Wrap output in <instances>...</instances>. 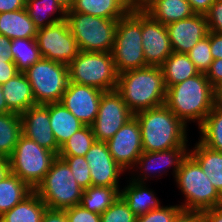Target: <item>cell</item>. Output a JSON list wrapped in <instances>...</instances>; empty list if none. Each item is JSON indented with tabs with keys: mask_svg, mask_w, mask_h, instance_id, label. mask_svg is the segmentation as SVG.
<instances>
[{
	"mask_svg": "<svg viewBox=\"0 0 222 222\" xmlns=\"http://www.w3.org/2000/svg\"><path fill=\"white\" fill-rule=\"evenodd\" d=\"M116 91L134 115L164 105L167 88L161 66H148L118 74Z\"/></svg>",
	"mask_w": 222,
	"mask_h": 222,
	"instance_id": "1",
	"label": "cell"
},
{
	"mask_svg": "<svg viewBox=\"0 0 222 222\" xmlns=\"http://www.w3.org/2000/svg\"><path fill=\"white\" fill-rule=\"evenodd\" d=\"M164 104L185 125L196 121L198 127L215 106L214 87L205 73L186 79L167 88Z\"/></svg>",
	"mask_w": 222,
	"mask_h": 222,
	"instance_id": "2",
	"label": "cell"
},
{
	"mask_svg": "<svg viewBox=\"0 0 222 222\" xmlns=\"http://www.w3.org/2000/svg\"><path fill=\"white\" fill-rule=\"evenodd\" d=\"M141 130L143 152L187 147V126L164 104L134 115Z\"/></svg>",
	"mask_w": 222,
	"mask_h": 222,
	"instance_id": "3",
	"label": "cell"
},
{
	"mask_svg": "<svg viewBox=\"0 0 222 222\" xmlns=\"http://www.w3.org/2000/svg\"><path fill=\"white\" fill-rule=\"evenodd\" d=\"M185 196L182 210L204 211L222 204V195L212 185L199 163L188 153L174 178Z\"/></svg>",
	"mask_w": 222,
	"mask_h": 222,
	"instance_id": "4",
	"label": "cell"
},
{
	"mask_svg": "<svg viewBox=\"0 0 222 222\" xmlns=\"http://www.w3.org/2000/svg\"><path fill=\"white\" fill-rule=\"evenodd\" d=\"M34 192L48 208L65 210L81 203L84 189L76 182L68 164L57 156Z\"/></svg>",
	"mask_w": 222,
	"mask_h": 222,
	"instance_id": "5",
	"label": "cell"
},
{
	"mask_svg": "<svg viewBox=\"0 0 222 222\" xmlns=\"http://www.w3.org/2000/svg\"><path fill=\"white\" fill-rule=\"evenodd\" d=\"M112 56L118 74L148 67L142 45V12H128L118 19Z\"/></svg>",
	"mask_w": 222,
	"mask_h": 222,
	"instance_id": "6",
	"label": "cell"
},
{
	"mask_svg": "<svg viewBox=\"0 0 222 222\" xmlns=\"http://www.w3.org/2000/svg\"><path fill=\"white\" fill-rule=\"evenodd\" d=\"M65 20L80 51L112 52L118 19L68 10Z\"/></svg>",
	"mask_w": 222,
	"mask_h": 222,
	"instance_id": "7",
	"label": "cell"
},
{
	"mask_svg": "<svg viewBox=\"0 0 222 222\" xmlns=\"http://www.w3.org/2000/svg\"><path fill=\"white\" fill-rule=\"evenodd\" d=\"M69 81L103 92L116 90L118 73L111 52L80 51L68 64Z\"/></svg>",
	"mask_w": 222,
	"mask_h": 222,
	"instance_id": "8",
	"label": "cell"
},
{
	"mask_svg": "<svg viewBox=\"0 0 222 222\" xmlns=\"http://www.w3.org/2000/svg\"><path fill=\"white\" fill-rule=\"evenodd\" d=\"M57 155L34 140L21 134L8 158L10 172L27 183L33 190L43 180Z\"/></svg>",
	"mask_w": 222,
	"mask_h": 222,
	"instance_id": "9",
	"label": "cell"
},
{
	"mask_svg": "<svg viewBox=\"0 0 222 222\" xmlns=\"http://www.w3.org/2000/svg\"><path fill=\"white\" fill-rule=\"evenodd\" d=\"M36 104L60 102L69 83L68 65L41 58L24 72Z\"/></svg>",
	"mask_w": 222,
	"mask_h": 222,
	"instance_id": "10",
	"label": "cell"
},
{
	"mask_svg": "<svg viewBox=\"0 0 222 222\" xmlns=\"http://www.w3.org/2000/svg\"><path fill=\"white\" fill-rule=\"evenodd\" d=\"M36 41L43 58L66 65L80 52L66 20L37 29Z\"/></svg>",
	"mask_w": 222,
	"mask_h": 222,
	"instance_id": "11",
	"label": "cell"
},
{
	"mask_svg": "<svg viewBox=\"0 0 222 222\" xmlns=\"http://www.w3.org/2000/svg\"><path fill=\"white\" fill-rule=\"evenodd\" d=\"M134 114L116 91L102 94L97 117L91 125L96 141L107 142Z\"/></svg>",
	"mask_w": 222,
	"mask_h": 222,
	"instance_id": "12",
	"label": "cell"
},
{
	"mask_svg": "<svg viewBox=\"0 0 222 222\" xmlns=\"http://www.w3.org/2000/svg\"><path fill=\"white\" fill-rule=\"evenodd\" d=\"M106 143L116 163L125 171H134L133 167L143 153L138 120L135 117L130 119Z\"/></svg>",
	"mask_w": 222,
	"mask_h": 222,
	"instance_id": "13",
	"label": "cell"
},
{
	"mask_svg": "<svg viewBox=\"0 0 222 222\" xmlns=\"http://www.w3.org/2000/svg\"><path fill=\"white\" fill-rule=\"evenodd\" d=\"M103 93L95 87L69 81L60 103L84 125L91 126L97 117Z\"/></svg>",
	"mask_w": 222,
	"mask_h": 222,
	"instance_id": "14",
	"label": "cell"
},
{
	"mask_svg": "<svg viewBox=\"0 0 222 222\" xmlns=\"http://www.w3.org/2000/svg\"><path fill=\"white\" fill-rule=\"evenodd\" d=\"M142 45L149 66H161L173 52L166 26L146 12H142Z\"/></svg>",
	"mask_w": 222,
	"mask_h": 222,
	"instance_id": "15",
	"label": "cell"
},
{
	"mask_svg": "<svg viewBox=\"0 0 222 222\" xmlns=\"http://www.w3.org/2000/svg\"><path fill=\"white\" fill-rule=\"evenodd\" d=\"M84 157L92 186L119 187V176L125 171L112 158L106 142L95 141Z\"/></svg>",
	"mask_w": 222,
	"mask_h": 222,
	"instance_id": "16",
	"label": "cell"
},
{
	"mask_svg": "<svg viewBox=\"0 0 222 222\" xmlns=\"http://www.w3.org/2000/svg\"><path fill=\"white\" fill-rule=\"evenodd\" d=\"M22 134L34 140L39 146L58 155L60 147L55 140L47 104H36L20 114Z\"/></svg>",
	"mask_w": 222,
	"mask_h": 222,
	"instance_id": "17",
	"label": "cell"
},
{
	"mask_svg": "<svg viewBox=\"0 0 222 222\" xmlns=\"http://www.w3.org/2000/svg\"><path fill=\"white\" fill-rule=\"evenodd\" d=\"M188 150L189 149L187 147H175L158 152H143L134 165L136 168H141L140 171L139 169L137 171V173L139 172L140 174L138 176L134 175V177L132 176L130 179L139 183H145L147 178H149L152 174L153 176L151 177H154V175L156 176V174H159L160 177L163 173L166 174L167 172L165 169L169 167L171 168V166L174 168L173 177H175L182 160L189 153Z\"/></svg>",
	"mask_w": 222,
	"mask_h": 222,
	"instance_id": "18",
	"label": "cell"
},
{
	"mask_svg": "<svg viewBox=\"0 0 222 222\" xmlns=\"http://www.w3.org/2000/svg\"><path fill=\"white\" fill-rule=\"evenodd\" d=\"M173 52L187 54L196 43L208 35V23L204 14L166 25Z\"/></svg>",
	"mask_w": 222,
	"mask_h": 222,
	"instance_id": "19",
	"label": "cell"
},
{
	"mask_svg": "<svg viewBox=\"0 0 222 222\" xmlns=\"http://www.w3.org/2000/svg\"><path fill=\"white\" fill-rule=\"evenodd\" d=\"M1 87L6 104L12 112L21 114L36 105L31 85L24 73H18Z\"/></svg>",
	"mask_w": 222,
	"mask_h": 222,
	"instance_id": "20",
	"label": "cell"
},
{
	"mask_svg": "<svg viewBox=\"0 0 222 222\" xmlns=\"http://www.w3.org/2000/svg\"><path fill=\"white\" fill-rule=\"evenodd\" d=\"M47 109L49 110L50 125L59 147L84 126L60 102L47 104Z\"/></svg>",
	"mask_w": 222,
	"mask_h": 222,
	"instance_id": "21",
	"label": "cell"
},
{
	"mask_svg": "<svg viewBox=\"0 0 222 222\" xmlns=\"http://www.w3.org/2000/svg\"><path fill=\"white\" fill-rule=\"evenodd\" d=\"M153 192L146 187V183L130 180L129 184L120 190V196L128 204L129 209L138 217L161 207Z\"/></svg>",
	"mask_w": 222,
	"mask_h": 222,
	"instance_id": "22",
	"label": "cell"
},
{
	"mask_svg": "<svg viewBox=\"0 0 222 222\" xmlns=\"http://www.w3.org/2000/svg\"><path fill=\"white\" fill-rule=\"evenodd\" d=\"M0 34L9 39L36 38L37 28L26 9L0 13Z\"/></svg>",
	"mask_w": 222,
	"mask_h": 222,
	"instance_id": "23",
	"label": "cell"
},
{
	"mask_svg": "<svg viewBox=\"0 0 222 222\" xmlns=\"http://www.w3.org/2000/svg\"><path fill=\"white\" fill-rule=\"evenodd\" d=\"M145 12L165 26L195 14L188 0H155Z\"/></svg>",
	"mask_w": 222,
	"mask_h": 222,
	"instance_id": "24",
	"label": "cell"
},
{
	"mask_svg": "<svg viewBox=\"0 0 222 222\" xmlns=\"http://www.w3.org/2000/svg\"><path fill=\"white\" fill-rule=\"evenodd\" d=\"M189 154L199 163L212 185L222 195V152L203 145L200 141Z\"/></svg>",
	"mask_w": 222,
	"mask_h": 222,
	"instance_id": "25",
	"label": "cell"
},
{
	"mask_svg": "<svg viewBox=\"0 0 222 222\" xmlns=\"http://www.w3.org/2000/svg\"><path fill=\"white\" fill-rule=\"evenodd\" d=\"M48 207L33 191L23 201L0 216V222H42Z\"/></svg>",
	"mask_w": 222,
	"mask_h": 222,
	"instance_id": "26",
	"label": "cell"
},
{
	"mask_svg": "<svg viewBox=\"0 0 222 222\" xmlns=\"http://www.w3.org/2000/svg\"><path fill=\"white\" fill-rule=\"evenodd\" d=\"M25 9L37 29L66 18V10L56 0H26ZM55 13L58 14V17L55 16ZM53 15L55 17L51 18Z\"/></svg>",
	"mask_w": 222,
	"mask_h": 222,
	"instance_id": "27",
	"label": "cell"
},
{
	"mask_svg": "<svg viewBox=\"0 0 222 222\" xmlns=\"http://www.w3.org/2000/svg\"><path fill=\"white\" fill-rule=\"evenodd\" d=\"M70 10L105 19H120L129 12L124 0H75Z\"/></svg>",
	"mask_w": 222,
	"mask_h": 222,
	"instance_id": "28",
	"label": "cell"
},
{
	"mask_svg": "<svg viewBox=\"0 0 222 222\" xmlns=\"http://www.w3.org/2000/svg\"><path fill=\"white\" fill-rule=\"evenodd\" d=\"M166 88L185 81L199 73L194 63L185 53L172 54L161 65Z\"/></svg>",
	"mask_w": 222,
	"mask_h": 222,
	"instance_id": "29",
	"label": "cell"
},
{
	"mask_svg": "<svg viewBox=\"0 0 222 222\" xmlns=\"http://www.w3.org/2000/svg\"><path fill=\"white\" fill-rule=\"evenodd\" d=\"M34 190L16 175L10 173L0 181V216L23 201Z\"/></svg>",
	"mask_w": 222,
	"mask_h": 222,
	"instance_id": "30",
	"label": "cell"
},
{
	"mask_svg": "<svg viewBox=\"0 0 222 222\" xmlns=\"http://www.w3.org/2000/svg\"><path fill=\"white\" fill-rule=\"evenodd\" d=\"M22 134L21 116L15 112L0 114V155L9 158Z\"/></svg>",
	"mask_w": 222,
	"mask_h": 222,
	"instance_id": "31",
	"label": "cell"
},
{
	"mask_svg": "<svg viewBox=\"0 0 222 222\" xmlns=\"http://www.w3.org/2000/svg\"><path fill=\"white\" fill-rule=\"evenodd\" d=\"M119 187L90 186L84 189L80 205L90 212L102 214L120 196Z\"/></svg>",
	"mask_w": 222,
	"mask_h": 222,
	"instance_id": "32",
	"label": "cell"
},
{
	"mask_svg": "<svg viewBox=\"0 0 222 222\" xmlns=\"http://www.w3.org/2000/svg\"><path fill=\"white\" fill-rule=\"evenodd\" d=\"M10 52L17 70L21 73H24L30 66L42 58L36 38L11 40Z\"/></svg>",
	"mask_w": 222,
	"mask_h": 222,
	"instance_id": "33",
	"label": "cell"
},
{
	"mask_svg": "<svg viewBox=\"0 0 222 222\" xmlns=\"http://www.w3.org/2000/svg\"><path fill=\"white\" fill-rule=\"evenodd\" d=\"M198 129L203 145L222 152V110L215 105Z\"/></svg>",
	"mask_w": 222,
	"mask_h": 222,
	"instance_id": "34",
	"label": "cell"
},
{
	"mask_svg": "<svg viewBox=\"0 0 222 222\" xmlns=\"http://www.w3.org/2000/svg\"><path fill=\"white\" fill-rule=\"evenodd\" d=\"M95 141L92 127L84 125L60 147L57 156H85Z\"/></svg>",
	"mask_w": 222,
	"mask_h": 222,
	"instance_id": "35",
	"label": "cell"
},
{
	"mask_svg": "<svg viewBox=\"0 0 222 222\" xmlns=\"http://www.w3.org/2000/svg\"><path fill=\"white\" fill-rule=\"evenodd\" d=\"M187 55L199 72L206 73L214 60L210 50V38L206 36L198 41Z\"/></svg>",
	"mask_w": 222,
	"mask_h": 222,
	"instance_id": "36",
	"label": "cell"
},
{
	"mask_svg": "<svg viewBox=\"0 0 222 222\" xmlns=\"http://www.w3.org/2000/svg\"><path fill=\"white\" fill-rule=\"evenodd\" d=\"M136 216L125 200L119 196L102 214L100 222H135Z\"/></svg>",
	"mask_w": 222,
	"mask_h": 222,
	"instance_id": "37",
	"label": "cell"
},
{
	"mask_svg": "<svg viewBox=\"0 0 222 222\" xmlns=\"http://www.w3.org/2000/svg\"><path fill=\"white\" fill-rule=\"evenodd\" d=\"M62 158L69 166L76 182L83 188L92 186L90 169L84 156H58Z\"/></svg>",
	"mask_w": 222,
	"mask_h": 222,
	"instance_id": "38",
	"label": "cell"
},
{
	"mask_svg": "<svg viewBox=\"0 0 222 222\" xmlns=\"http://www.w3.org/2000/svg\"><path fill=\"white\" fill-rule=\"evenodd\" d=\"M180 204L174 206H161L148 213L136 217L135 222H173L175 216L181 211Z\"/></svg>",
	"mask_w": 222,
	"mask_h": 222,
	"instance_id": "39",
	"label": "cell"
},
{
	"mask_svg": "<svg viewBox=\"0 0 222 222\" xmlns=\"http://www.w3.org/2000/svg\"><path fill=\"white\" fill-rule=\"evenodd\" d=\"M69 222H100V214L90 212L82 205L65 209Z\"/></svg>",
	"mask_w": 222,
	"mask_h": 222,
	"instance_id": "40",
	"label": "cell"
},
{
	"mask_svg": "<svg viewBox=\"0 0 222 222\" xmlns=\"http://www.w3.org/2000/svg\"><path fill=\"white\" fill-rule=\"evenodd\" d=\"M204 15L209 31L222 34V0L214 2Z\"/></svg>",
	"mask_w": 222,
	"mask_h": 222,
	"instance_id": "41",
	"label": "cell"
},
{
	"mask_svg": "<svg viewBox=\"0 0 222 222\" xmlns=\"http://www.w3.org/2000/svg\"><path fill=\"white\" fill-rule=\"evenodd\" d=\"M205 75L213 87L220 83L222 81V59H214Z\"/></svg>",
	"mask_w": 222,
	"mask_h": 222,
	"instance_id": "42",
	"label": "cell"
},
{
	"mask_svg": "<svg viewBox=\"0 0 222 222\" xmlns=\"http://www.w3.org/2000/svg\"><path fill=\"white\" fill-rule=\"evenodd\" d=\"M173 222H205L202 211L181 210Z\"/></svg>",
	"mask_w": 222,
	"mask_h": 222,
	"instance_id": "43",
	"label": "cell"
},
{
	"mask_svg": "<svg viewBox=\"0 0 222 222\" xmlns=\"http://www.w3.org/2000/svg\"><path fill=\"white\" fill-rule=\"evenodd\" d=\"M207 36L210 38V50L213 59H222V34L209 31Z\"/></svg>",
	"mask_w": 222,
	"mask_h": 222,
	"instance_id": "44",
	"label": "cell"
},
{
	"mask_svg": "<svg viewBox=\"0 0 222 222\" xmlns=\"http://www.w3.org/2000/svg\"><path fill=\"white\" fill-rule=\"evenodd\" d=\"M18 73L14 62H0V85L15 77Z\"/></svg>",
	"mask_w": 222,
	"mask_h": 222,
	"instance_id": "45",
	"label": "cell"
},
{
	"mask_svg": "<svg viewBox=\"0 0 222 222\" xmlns=\"http://www.w3.org/2000/svg\"><path fill=\"white\" fill-rule=\"evenodd\" d=\"M42 222H69L65 210L47 208Z\"/></svg>",
	"mask_w": 222,
	"mask_h": 222,
	"instance_id": "46",
	"label": "cell"
},
{
	"mask_svg": "<svg viewBox=\"0 0 222 222\" xmlns=\"http://www.w3.org/2000/svg\"><path fill=\"white\" fill-rule=\"evenodd\" d=\"M155 0H124L129 12H145Z\"/></svg>",
	"mask_w": 222,
	"mask_h": 222,
	"instance_id": "47",
	"label": "cell"
},
{
	"mask_svg": "<svg viewBox=\"0 0 222 222\" xmlns=\"http://www.w3.org/2000/svg\"><path fill=\"white\" fill-rule=\"evenodd\" d=\"M10 46L11 39L0 34V62H13Z\"/></svg>",
	"mask_w": 222,
	"mask_h": 222,
	"instance_id": "48",
	"label": "cell"
},
{
	"mask_svg": "<svg viewBox=\"0 0 222 222\" xmlns=\"http://www.w3.org/2000/svg\"><path fill=\"white\" fill-rule=\"evenodd\" d=\"M25 4L26 0H0V13L24 9Z\"/></svg>",
	"mask_w": 222,
	"mask_h": 222,
	"instance_id": "49",
	"label": "cell"
},
{
	"mask_svg": "<svg viewBox=\"0 0 222 222\" xmlns=\"http://www.w3.org/2000/svg\"><path fill=\"white\" fill-rule=\"evenodd\" d=\"M217 0H188L195 14H205Z\"/></svg>",
	"mask_w": 222,
	"mask_h": 222,
	"instance_id": "50",
	"label": "cell"
},
{
	"mask_svg": "<svg viewBox=\"0 0 222 222\" xmlns=\"http://www.w3.org/2000/svg\"><path fill=\"white\" fill-rule=\"evenodd\" d=\"M205 222H222V204L203 211Z\"/></svg>",
	"mask_w": 222,
	"mask_h": 222,
	"instance_id": "51",
	"label": "cell"
},
{
	"mask_svg": "<svg viewBox=\"0 0 222 222\" xmlns=\"http://www.w3.org/2000/svg\"><path fill=\"white\" fill-rule=\"evenodd\" d=\"M10 173L9 160L7 158H2L0 160V181H2Z\"/></svg>",
	"mask_w": 222,
	"mask_h": 222,
	"instance_id": "52",
	"label": "cell"
},
{
	"mask_svg": "<svg viewBox=\"0 0 222 222\" xmlns=\"http://www.w3.org/2000/svg\"><path fill=\"white\" fill-rule=\"evenodd\" d=\"M8 112H12V111L8 108V106L6 104L4 95L2 93V87L0 85V114H5Z\"/></svg>",
	"mask_w": 222,
	"mask_h": 222,
	"instance_id": "53",
	"label": "cell"
},
{
	"mask_svg": "<svg viewBox=\"0 0 222 222\" xmlns=\"http://www.w3.org/2000/svg\"><path fill=\"white\" fill-rule=\"evenodd\" d=\"M66 11L70 10L75 0H56Z\"/></svg>",
	"mask_w": 222,
	"mask_h": 222,
	"instance_id": "54",
	"label": "cell"
},
{
	"mask_svg": "<svg viewBox=\"0 0 222 222\" xmlns=\"http://www.w3.org/2000/svg\"><path fill=\"white\" fill-rule=\"evenodd\" d=\"M214 99H222V81L214 87Z\"/></svg>",
	"mask_w": 222,
	"mask_h": 222,
	"instance_id": "55",
	"label": "cell"
},
{
	"mask_svg": "<svg viewBox=\"0 0 222 222\" xmlns=\"http://www.w3.org/2000/svg\"><path fill=\"white\" fill-rule=\"evenodd\" d=\"M215 105L222 110V99H214Z\"/></svg>",
	"mask_w": 222,
	"mask_h": 222,
	"instance_id": "56",
	"label": "cell"
}]
</instances>
